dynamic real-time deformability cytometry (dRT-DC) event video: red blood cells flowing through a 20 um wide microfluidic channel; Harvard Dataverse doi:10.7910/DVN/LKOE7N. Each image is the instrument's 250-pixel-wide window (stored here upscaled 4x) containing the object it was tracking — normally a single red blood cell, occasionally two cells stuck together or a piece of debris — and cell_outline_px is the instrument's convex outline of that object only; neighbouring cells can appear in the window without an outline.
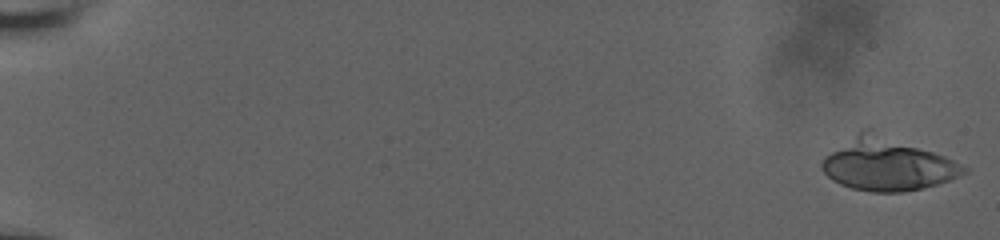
{"species": "human", "species_latin": "Homo sapiens", "temperature_condition": "room temperature", "stored_images_in_passage": 30, "camera_frame_rate_fps": 3000, "um_per_image_px": 0.085, "donor": {"sex": "male"}, "frame": {"image": 1, "passage_image": 1, "time_ms": 0.0, "image_size_px": [1000, 240], "cell_outline_px": [[968, 172], [948, 180], [936, 184], [920, 188], [900, 192], [872, 192], [852, 188], [840, 184], [832, 180], [820, 168], [820, 164], [824, 156], [864, 128], [872, 128], [944, 156], [968, 168]], "centroid_in_image_um": [75.38, 13.95], "position_along_channel_um": 9.6, "area_um2": 43.18}}
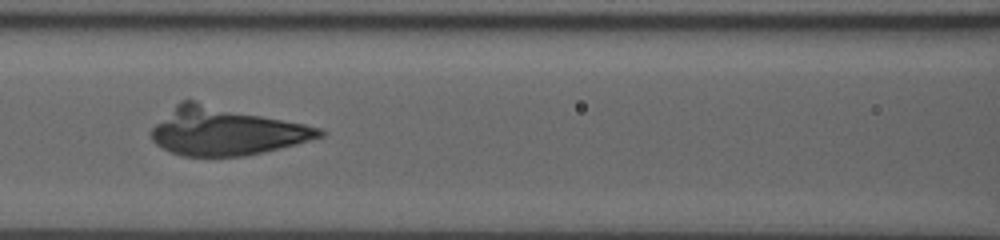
{"frame": {"image": 2, "passage_image": 18, "time_ms": 5.667, "image_size_px": [1000, 240], "cell_outline_px": [[324, 136], [296, 144], [264, 152], [244, 156], [184, 156], [172, 152], [156, 144], [152, 140], [152, 128], [180, 100], [192, 100], [324, 128]], "centroid_in_image_um": [19.22, 11.16], "position_along_channel_um": 147.4, "area_um2": 46.53}}
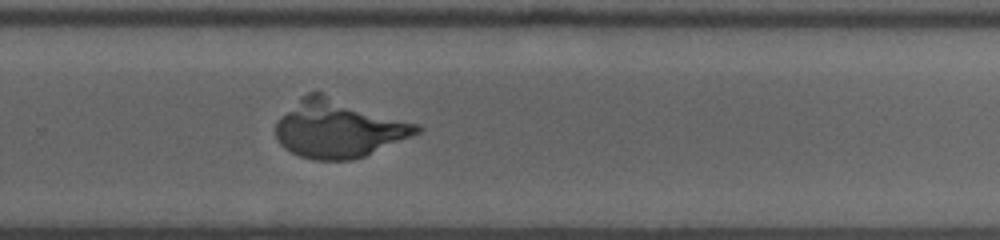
{"frame": {"image": 3, "passage_image": 30, "time_ms": 9.667, "image_size_px": [1000, 240], "cell_outline_px": [[424, 128], [420, 132], [364, 156], [352, 160], [316, 160], [300, 156], [284, 148], [280, 144], [276, 136], [276, 124], [280, 116], [300, 96], [308, 92], [320, 92], [420, 124]], "centroid_in_image_um": [28.76, 10.92], "position_along_channel_um": 301.0, "area_um2": 47.57}}